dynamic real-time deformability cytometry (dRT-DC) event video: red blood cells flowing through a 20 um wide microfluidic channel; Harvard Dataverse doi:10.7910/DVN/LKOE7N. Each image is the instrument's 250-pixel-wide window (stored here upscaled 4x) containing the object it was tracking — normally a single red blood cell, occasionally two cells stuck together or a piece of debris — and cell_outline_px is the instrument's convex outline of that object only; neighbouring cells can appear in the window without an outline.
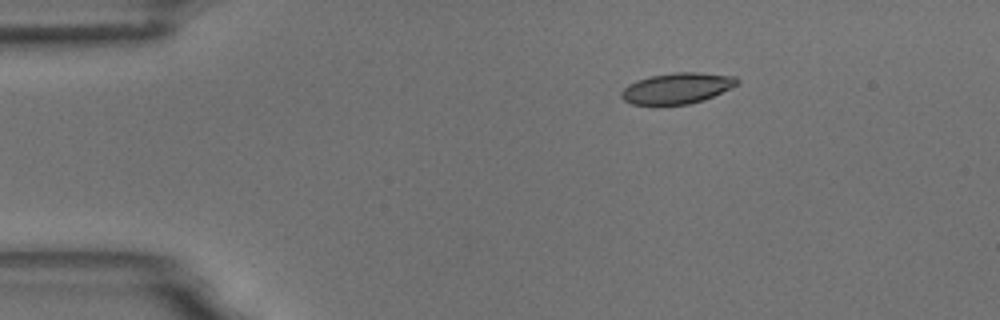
{"species": "common noctule bat (a hibernating species)", "species_latin": "Nyctalus noctula", "temperature_condition": "room temperature", "stored_images_in_passage": 5, "camera_frame_rate_fps": 3000, "um_per_image_px": 0.085, "animal": {"sex": "male", "body_mass_g": 18.8}, "frame": {"image": 1, "passage_image": 3, "time_ms": 3.0, "image_size_px": [1000, 320], "cell_outline_px": [[740, 84], [704, 100], [688, 104], [632, 104], [624, 100], [620, 96], [620, 92], [628, 84], [636, 80], [652, 76], [676, 72], [700, 72], [736, 76], [740, 80]], "centroid_in_image_um": [57.59, 7.49], "position_along_channel_um": 27.4, "area_um2": 20.87}}
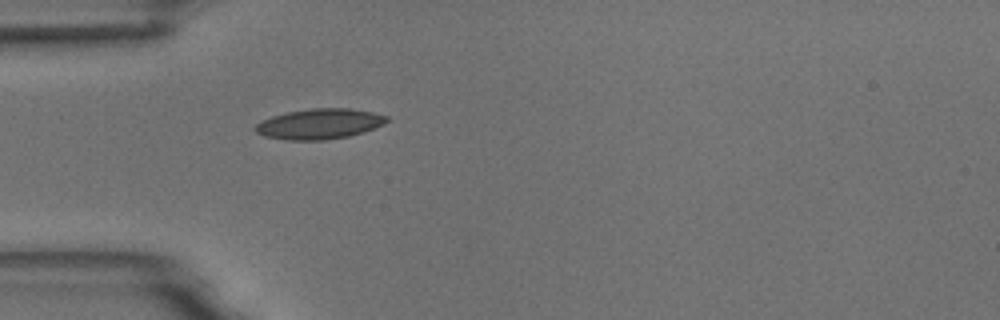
{"frame": {"image": 2, "passage_image": 5, "time_ms": 5.333, "image_size_px": [1000, 320], "cell_outline_px": [[392, 120], [384, 124], [364, 132], [348, 136], [324, 140], [288, 140], [264, 136], [256, 132], [252, 128], [256, 124], [272, 116], [288, 112], [312, 108], [348, 108], [372, 112], [388, 116]], "centroid_in_image_um": [27.18, 10.53], "position_along_channel_um": 57.8, "area_um2": 23.29}}